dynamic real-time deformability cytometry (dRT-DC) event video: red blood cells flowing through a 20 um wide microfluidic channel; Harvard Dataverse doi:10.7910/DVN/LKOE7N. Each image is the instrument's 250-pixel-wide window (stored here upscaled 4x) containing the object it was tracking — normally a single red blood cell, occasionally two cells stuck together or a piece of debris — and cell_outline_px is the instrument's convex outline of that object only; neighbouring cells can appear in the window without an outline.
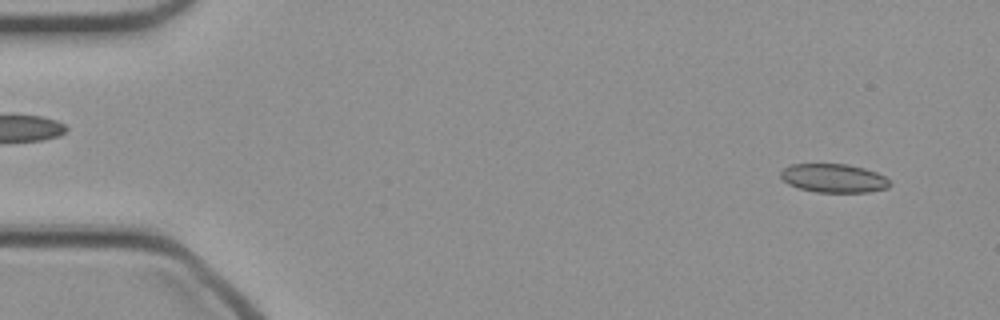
{"species": "common noctule bat (a hibernating species)", "species_latin": "Nyctalus noctula", "temperature_condition": "cold", "stored_images_in_passage": 47, "camera_frame_rate_fps": 3000, "um_per_image_px": 0.085, "animal": {"sex": "female", "body_mass_g": 21.9}, "frame": {"image": 1, "passage_image": 3, "time_ms": 0.667, "image_size_px": [1000, 320], "cell_outline_px": [[892, 184], [888, 188], [868, 192], [816, 192], [800, 188], [788, 184], [780, 176], [780, 172], [788, 164], [848, 164], [864, 168], [876, 172], [884, 176]], "centroid_in_image_um": [70.87, 15.14], "position_along_channel_um": 14.1, "area_um2": 18.26}}
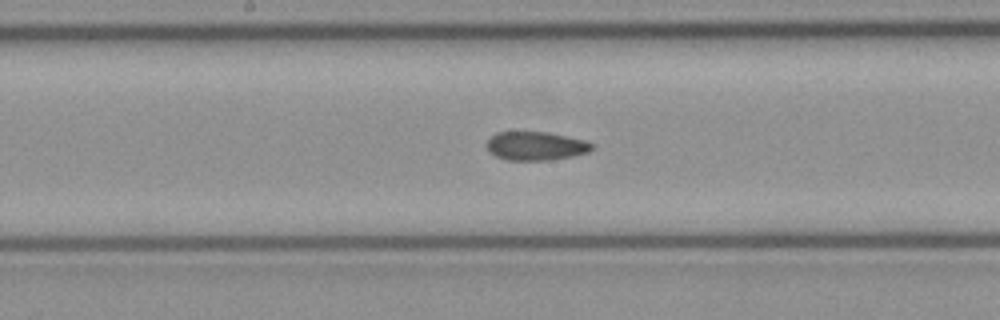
{"frame": {"image": 2, "passage_image": 24, "time_ms": 7.667, "image_size_px": [1000, 320], "cell_outline_px": [[596, 144], [588, 152], [572, 156], [548, 160], [508, 160], [496, 156], [488, 152], [484, 144], [496, 132], [548, 132], [584, 140]], "centroid_in_image_um": [45.51, 12.4], "position_along_channel_um": 202.7, "area_um2": 17.63}}
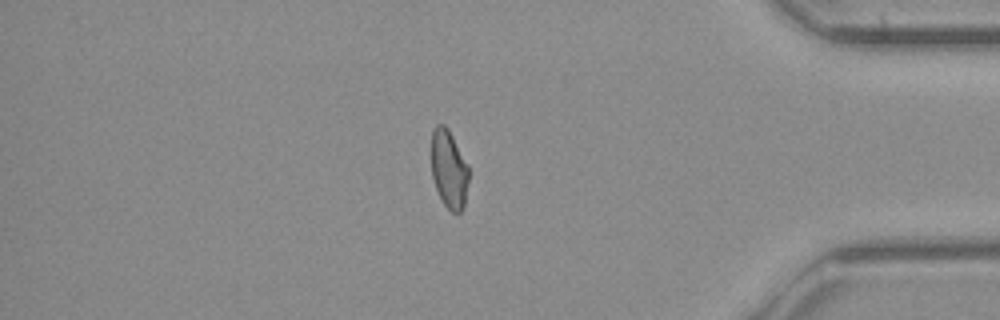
{"frame": {"image": 3, "passage_image": 40, "time_ms": 13.0, "image_size_px": [1000, 320], "cell_outline_px": [[468, 180], [464, 204], [460, 212], [452, 212], [444, 204], [436, 188], [432, 176], [432, 128], [436, 124], [444, 124], [448, 128], [468, 164]], "centroid_in_image_um": [38.15, 14.34], "position_along_channel_um": 397.0, "area_um2": 16.88}}